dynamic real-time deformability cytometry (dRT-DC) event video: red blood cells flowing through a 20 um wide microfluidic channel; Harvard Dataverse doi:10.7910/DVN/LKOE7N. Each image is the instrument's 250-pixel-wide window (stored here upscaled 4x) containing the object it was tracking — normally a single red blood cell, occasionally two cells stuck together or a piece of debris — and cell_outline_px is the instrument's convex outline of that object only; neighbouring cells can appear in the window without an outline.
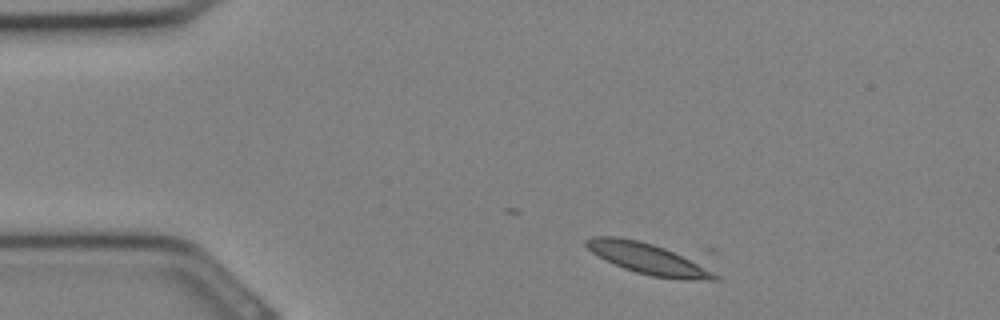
{"species": "Egyptian fruit bat (a non-hibernating species)", "species_latin": "Rousettus aegyptiacus", "temperature_condition": "cold", "stored_images_in_passage": 4, "camera_frame_rate_fps": 3000, "um_per_image_px": 0.085, "animal": {"sex": "female"}, "frame": {"image": 1, "passage_image": 1, "time_ms": 0.0, "image_size_px": [1000, 320], "cell_outline_px": [[720, 280], [688, 280], [652, 276], [636, 272], [624, 268], [592, 252], [584, 244], [584, 240], [592, 236], [616, 236], [636, 240], [652, 244], [664, 248], [720, 276]], "centroid_in_image_um": [55.0, 21.99], "position_along_channel_um": 30.0, "area_um2": 22.2}}